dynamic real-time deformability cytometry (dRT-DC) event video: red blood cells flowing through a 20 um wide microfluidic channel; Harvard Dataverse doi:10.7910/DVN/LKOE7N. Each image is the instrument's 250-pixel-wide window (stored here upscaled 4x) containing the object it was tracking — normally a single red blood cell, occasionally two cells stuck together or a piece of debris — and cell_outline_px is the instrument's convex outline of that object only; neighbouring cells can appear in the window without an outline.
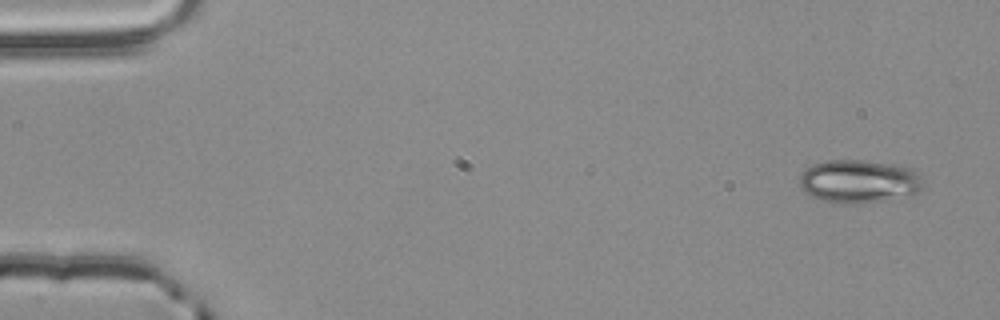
{"species": "common noctule bat (a hibernating species)", "species_latin": "Nyctalus noctula", "temperature_condition": "room temperature", "stored_images_in_passage": 3, "camera_frame_rate_fps": 3000, "um_per_image_px": 0.085, "animal": {"sex": "male", "body_mass_g": 20.4}, "frame": {"image": 1, "passage_image": 1, "time_ms": 0.0, "image_size_px": [1000, 320], "cell_outline_px": [[920, 188], [916, 192], [884, 200], [856, 204], [832, 204], [812, 196], [804, 192], [800, 184], [800, 176], [804, 168], [812, 164], [828, 160], [860, 160], [896, 164], [912, 168], [920, 176]], "centroid_in_image_um": [72.93, 15.41], "position_along_channel_um": 12.1, "area_um2": 31.04}}